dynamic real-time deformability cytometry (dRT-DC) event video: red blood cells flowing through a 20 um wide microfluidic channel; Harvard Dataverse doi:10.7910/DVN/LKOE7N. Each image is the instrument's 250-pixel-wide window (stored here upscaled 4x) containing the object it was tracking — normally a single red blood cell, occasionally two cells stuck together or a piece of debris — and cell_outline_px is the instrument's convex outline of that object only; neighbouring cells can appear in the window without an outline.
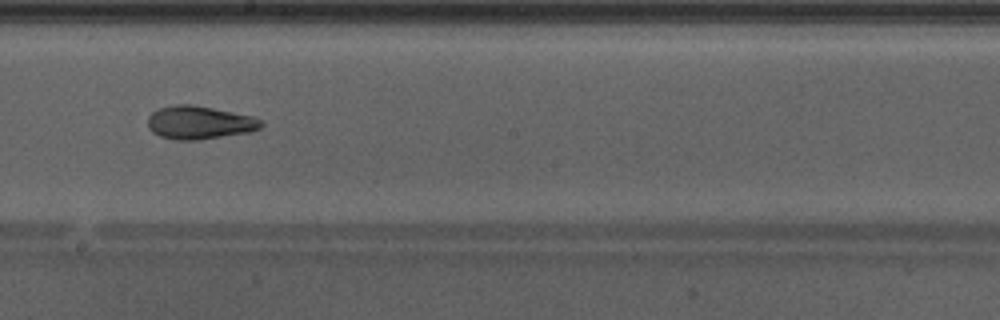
{"species": "Egyptian fruit bat (a non-hibernating species)", "species_latin": "Rousettus aegyptiacus", "temperature_condition": "warm", "stored_images_in_passage": 34, "camera_frame_rate_fps": 3000, "um_per_image_px": 0.085, "animal": {"sex": "male"}, "frame": {"image": 1, "passage_image": 15, "time_ms": 4.667, "image_size_px": [1000, 320], "cell_outline_px": [[264, 124], [260, 128], [252, 132], [200, 140], [176, 140], [160, 136], [152, 132], [148, 128], [148, 116], [152, 112], [160, 108], [176, 104], [192, 104], [252, 116], [260, 120]], "centroid_in_image_um": [16.95, 10.43], "position_along_channel_um": 231.3, "area_um2": 22.02}, "authors_computed_cell_mechanics": {"area_um2": 22.0218, "velocity_mm_per_s": 4.287, "shape_relaxation_time_tau1_ms": 4.602, "shape_relaxation_time_tau2_ms": 2.6302, "deformation_change_tau1": 0.1529, "deformation_change_tau2": 0.0871}}